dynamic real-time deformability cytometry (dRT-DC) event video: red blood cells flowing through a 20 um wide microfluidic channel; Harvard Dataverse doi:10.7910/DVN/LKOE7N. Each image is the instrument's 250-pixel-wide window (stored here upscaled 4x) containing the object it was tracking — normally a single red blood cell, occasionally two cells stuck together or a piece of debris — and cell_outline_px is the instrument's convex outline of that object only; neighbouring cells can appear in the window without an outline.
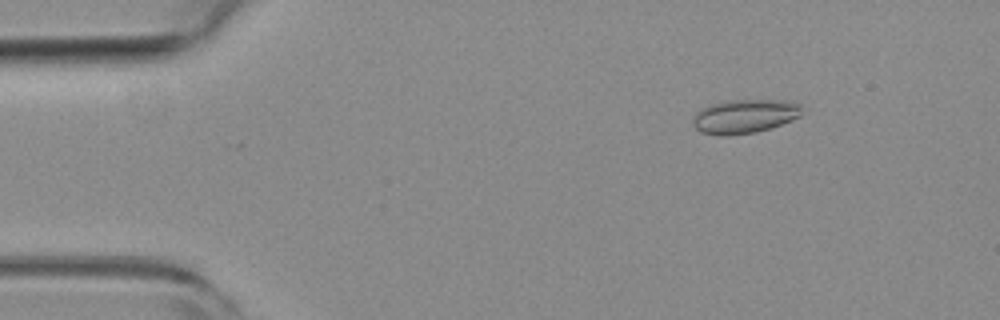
{"species": "common noctule bat (a hibernating species)", "species_latin": "Nyctalus noctula", "temperature_condition": "room temperature", "stored_images_in_passage": 53, "camera_frame_rate_fps": 3000, "um_per_image_px": 0.085, "animal": {"sex": "female", "body_mass_g": 19.3, "forearm_length_mm": 54.1}, "frame": {"image": 1, "passage_image": 7, "time_ms": 2.0, "image_size_px": [1000, 320], "cell_outline_px": [[804, 112], [800, 116], [792, 120], [756, 132], [700, 132], [692, 124], [692, 120], [696, 112], [700, 108], [712, 104], [728, 100], [792, 100], [800, 104]], "centroid_in_image_um": [63.36, 9.81], "position_along_channel_um": 21.6, "area_um2": 20.92}}
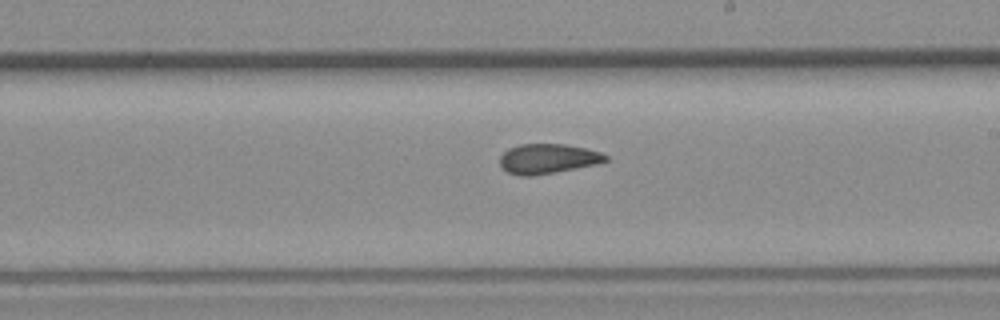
{"frame": {"image": 2, "passage_image": 30, "time_ms": 9.667, "image_size_px": [1000, 320], "cell_outline_px": [[608, 160], [600, 164], [556, 172], [532, 176], [520, 176], [508, 172], [500, 164], [500, 156], [508, 148], [520, 144], [564, 144], [584, 148], [600, 152], [608, 156]], "centroid_in_image_um": [46.58, 13.5], "position_along_channel_um": 242.4, "area_um2": 18.44}}
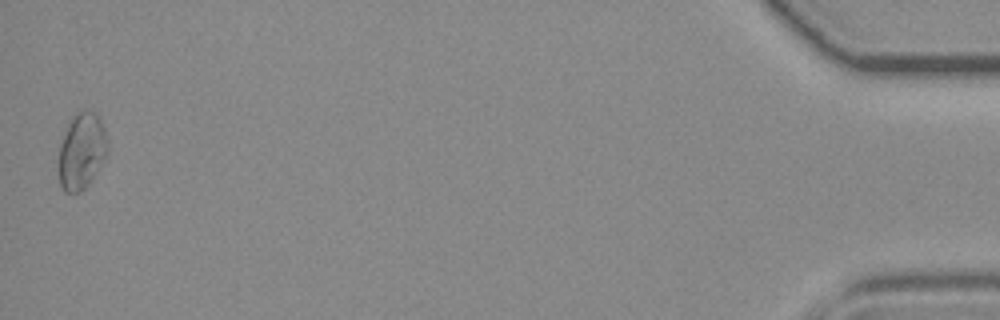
{"frame": {"image": 3, "passage_image": 53, "time_ms": 17.333, "image_size_px": [1000, 320], "cell_outline_px": [[108, 148], [96, 172], [88, 184], [80, 192], [64, 192], [60, 188], [60, 144], [68, 124], [72, 116], [76, 112], [84, 108], [96, 112], [104, 128], [108, 140]], "centroid_in_image_um": [6.94, 12.79], "position_along_channel_um": 428.3, "area_um2": 21.5}, "authors_computed_cell_mechanics": {"area_um2": 19.4786, "velocity_mm_per_s": 3.7587, "shape_relaxation_time_tau1_ms": null, "shape_relaxation_time_tau2_ms": 1.6535, "deformation_change_tau1": null, "deformation_change_tau2": 0.0589}}